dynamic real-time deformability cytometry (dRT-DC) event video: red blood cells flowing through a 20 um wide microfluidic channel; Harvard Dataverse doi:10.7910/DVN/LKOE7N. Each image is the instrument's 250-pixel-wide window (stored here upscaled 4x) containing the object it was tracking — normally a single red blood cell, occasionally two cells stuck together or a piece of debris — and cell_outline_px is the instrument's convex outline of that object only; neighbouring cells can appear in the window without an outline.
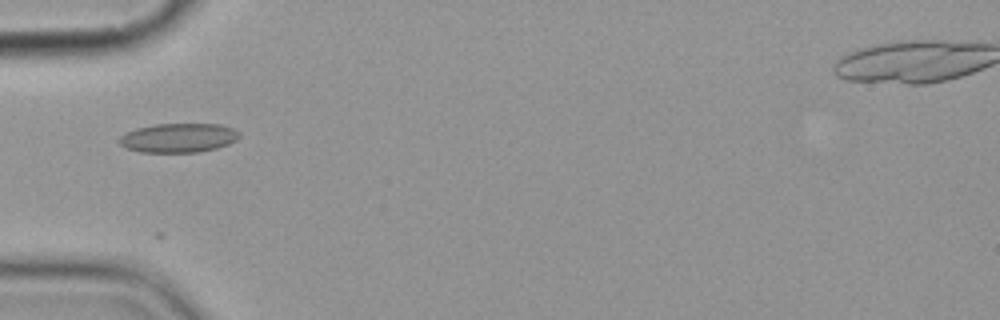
{"species": "common noctule bat (a hibernating species)", "species_latin": "Nyctalus noctula", "temperature_condition": "cold", "stored_images_in_passage": 4, "camera_frame_rate_fps": 3000, "um_per_image_px": 0.085, "animal": {"sex": "female", "body_mass_g": 19.9}, "frame": {"image": 1, "passage_image": 2, "time_ms": 1.0, "image_size_px": [1000, 320], "cell_outline_px": [[240, 136], [236, 140], [228, 144], [216, 148], [200, 152], [140, 152], [124, 148], [116, 140], [124, 132], [136, 128], [156, 124], [220, 124], [232, 128], [240, 132]], "centroid_in_image_um": [15.13, 11.72], "position_along_channel_um": 69.9, "area_um2": 20.63}}